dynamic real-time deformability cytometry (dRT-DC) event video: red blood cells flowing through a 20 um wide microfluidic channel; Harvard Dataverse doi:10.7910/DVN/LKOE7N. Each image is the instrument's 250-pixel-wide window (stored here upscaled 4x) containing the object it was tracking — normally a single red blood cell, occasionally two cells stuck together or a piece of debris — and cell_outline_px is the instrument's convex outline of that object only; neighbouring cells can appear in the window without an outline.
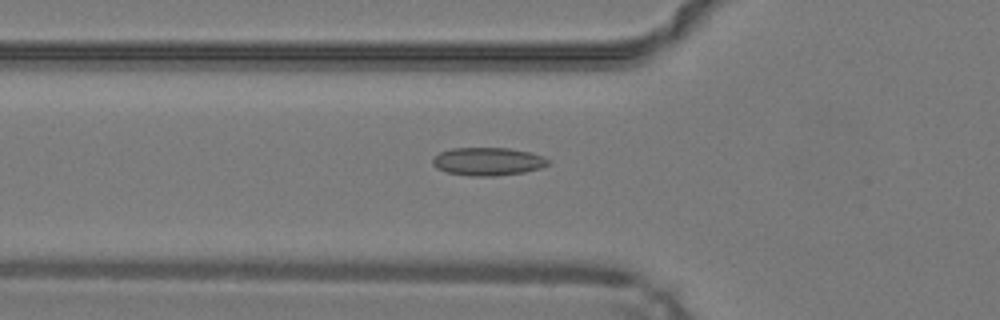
{"species": "common noctule bat (a hibernating species)", "species_latin": "Nyctalus noctula", "temperature_condition": "warm", "stored_images_in_passage": 48, "camera_frame_rate_fps": 3000, "um_per_image_px": 0.085, "animal": {"sex": "male", "body_mass_g": 19.2, "forearm_length_mm": 51.8}, "frame": {"image": 1, "passage_image": 17, "time_ms": 5.333, "image_size_px": [1000, 320], "cell_outline_px": [[552, 160], [548, 164], [540, 168], [524, 172], [492, 176], [468, 176], [448, 172], [436, 168], [432, 164], [432, 156], [440, 152], [452, 148], [508, 148], [532, 152], [544, 156]], "centroid_in_image_um": [41.47, 13.72], "position_along_channel_um": 84.3, "area_um2": 19.07}}
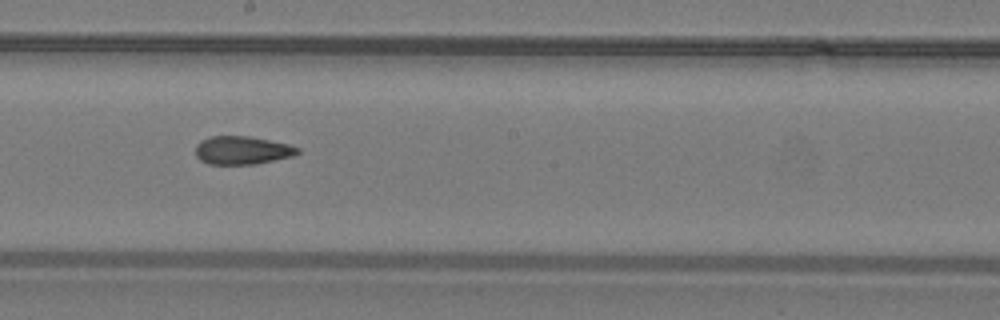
{"frame": {"image": 2, "passage_image": 27, "time_ms": 8.667, "image_size_px": [1000, 320], "cell_outline_px": [[300, 152], [292, 156], [256, 164], [208, 164], [200, 160], [196, 156], [196, 144], [200, 140], [212, 136], [248, 136], [288, 144], [300, 148]], "centroid_in_image_um": [20.56, 12.77], "position_along_channel_um": 227.6, "area_um2": 16.76}}
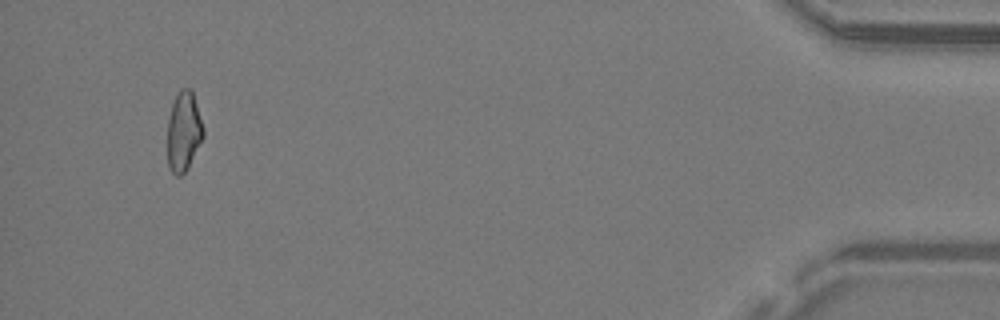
{"frame": {"image": 3, "passage_image": 46, "time_ms": 15.0, "image_size_px": [1000, 320], "cell_outline_px": [[204, 136], [188, 168], [180, 176], [176, 176], [168, 168], [168, 120], [172, 104], [180, 88], [192, 88], [204, 128]], "centroid_in_image_um": [15.62, 11.17], "position_along_channel_um": 419.6, "area_um2": 16.76}, "authors_computed_cell_mechanics": {"area_um2": 17.3111, "velocity_mm_per_s": 4.27, "shape_relaxation_time_tau1_ms": null, "shape_relaxation_time_tau2_ms": 2.513, "deformation_change_tau1": null, "deformation_change_tau2": 0.0874}}